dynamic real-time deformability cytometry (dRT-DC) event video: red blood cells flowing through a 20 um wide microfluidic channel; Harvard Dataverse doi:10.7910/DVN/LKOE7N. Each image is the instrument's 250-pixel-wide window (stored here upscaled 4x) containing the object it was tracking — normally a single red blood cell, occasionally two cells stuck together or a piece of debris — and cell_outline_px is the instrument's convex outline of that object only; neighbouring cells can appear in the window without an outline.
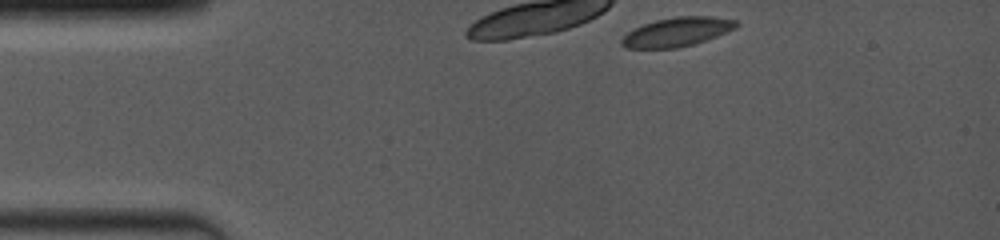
{"species": "common noctule bat (a hibernating species)", "species_latin": "Nyctalus noctula", "temperature_condition": "room temperature", "stored_images_in_passage": 7, "camera_frame_rate_fps": 4000, "um_per_image_px": 0.085, "animal": {"sex": "female", "body_mass_g": 19.0, "forearm_length_mm": 53.3}, "frame": {"image": 1, "passage_image": 1, "time_ms": 0.0, "image_size_px": [1000, 240], "cell_outline_px": [[740, 24], [736, 28], [716, 36], [692, 44], [676, 48], [624, 48], [620, 44], [620, 40], [628, 32], [644, 24], [656, 20], [676, 16], [712, 16], [736, 20]], "centroid_in_image_um": [57.54, 2.71], "position_along_channel_um": 27.5, "area_um2": 19.25}}
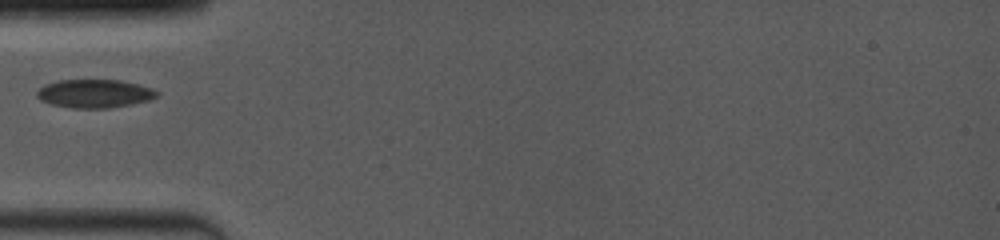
{"frame": {"image": 2, "passage_image": 5, "time_ms": 2.75, "image_size_px": [1000, 240], "cell_outline_px": [[160, 92], [156, 96], [148, 100], [132, 104], [108, 108], [72, 108], [52, 104], [40, 100], [36, 96], [36, 92], [44, 84], [56, 80], [120, 80], [152, 88]], "centroid_in_image_um": [8.0, 7.95], "position_along_channel_um": 77.0, "area_um2": 19.83}}
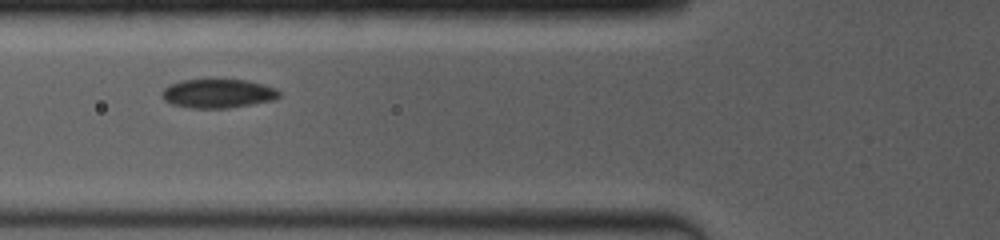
{"frame": {"image": 3, "passage_image": 6, "time_ms": 3.5, "image_size_px": [1000, 240], "cell_outline_px": [[280, 96], [276, 100], [228, 108], [192, 108], [172, 104], [164, 100], [160, 96], [160, 92], [168, 84], [184, 80], [212, 76], [248, 80], [264, 84], [276, 88], [280, 92]], "centroid_in_image_um": [18.52, 7.89], "position_along_channel_um": 107.3, "area_um2": 20.87}}